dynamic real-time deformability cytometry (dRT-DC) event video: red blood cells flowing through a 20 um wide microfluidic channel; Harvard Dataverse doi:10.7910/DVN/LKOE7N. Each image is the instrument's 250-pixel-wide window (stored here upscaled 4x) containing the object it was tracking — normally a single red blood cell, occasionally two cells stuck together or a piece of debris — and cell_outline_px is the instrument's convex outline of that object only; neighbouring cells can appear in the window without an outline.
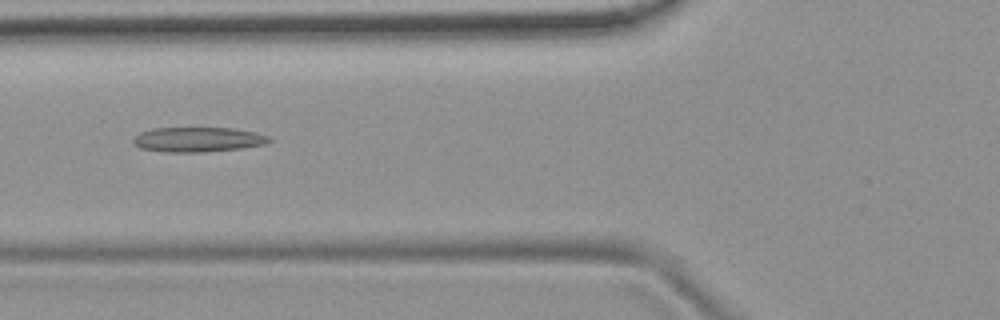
{"species": "common noctule bat (a hibernating species)", "species_latin": "Nyctalus noctula", "temperature_condition": "room temperature", "stored_images_in_passage": 9, "camera_frame_rate_fps": 3000, "um_per_image_px": 0.085, "animal": {"sex": "female", "body_mass_g": 19.9}, "frame": {"image": 1, "passage_image": 6, "time_ms": 1.667, "image_size_px": [1000, 320], "cell_outline_px": [[272, 140], [264, 144], [244, 148], [204, 152], [164, 152], [140, 148], [132, 140], [140, 132], [152, 128], [232, 128], [256, 132], [268, 136]], "centroid_in_image_um": [16.83, 11.86], "position_along_channel_um": 109.0, "area_um2": 19.65}}
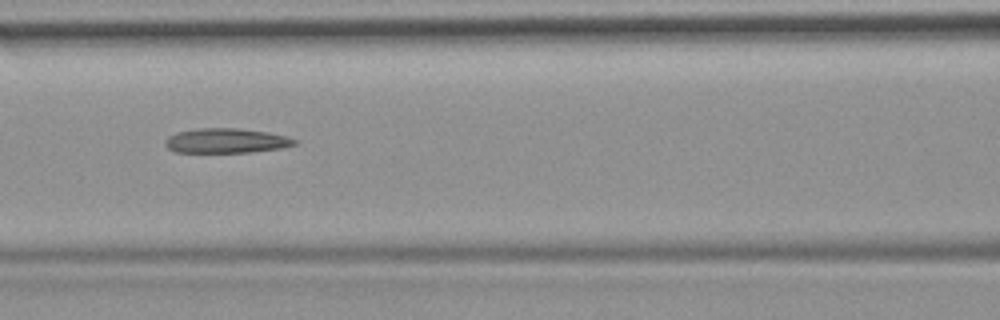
{"frame": {"image": 2, "passage_image": 7, "time_ms": 2.0, "image_size_px": [1000, 320], "cell_outline_px": [[296, 144], [284, 148], [252, 152], [176, 152], [168, 148], [164, 144], [164, 140], [168, 136], [176, 132], [200, 128], [236, 128], [268, 132], [288, 136], [296, 140]], "centroid_in_image_um": [19.23, 11.96], "position_along_channel_um": 147.4, "area_um2": 18.73}}
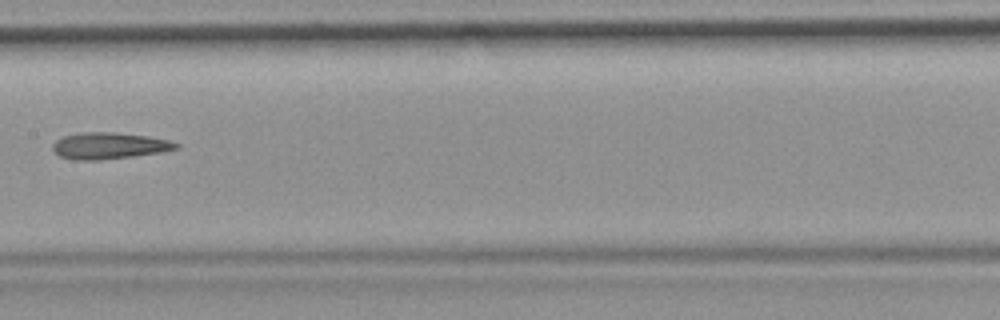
{"frame": {"image": 3, "passage_image": 8, "time_ms": 2.333, "image_size_px": [1000, 320], "cell_outline_px": [[180, 148], [164, 152], [100, 160], [72, 160], [60, 156], [52, 152], [52, 144], [56, 140], [64, 136], [80, 132], [112, 132], [148, 136], [168, 140], [180, 144]], "centroid_in_image_um": [9.26, 12.39], "position_along_channel_um": 198.1, "area_um2": 19.25}}